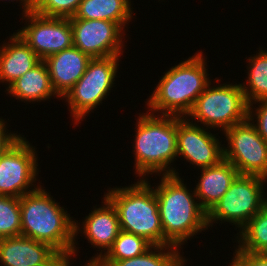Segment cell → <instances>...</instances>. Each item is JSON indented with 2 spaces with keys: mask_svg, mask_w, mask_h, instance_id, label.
<instances>
[{
  "mask_svg": "<svg viewBox=\"0 0 267 266\" xmlns=\"http://www.w3.org/2000/svg\"><path fill=\"white\" fill-rule=\"evenodd\" d=\"M186 119L177 117V157L182 155L181 157L198 169L220 163L224 159V145L216 134L193 121L191 123L190 118Z\"/></svg>",
  "mask_w": 267,
  "mask_h": 266,
  "instance_id": "obj_13",
  "label": "cell"
},
{
  "mask_svg": "<svg viewBox=\"0 0 267 266\" xmlns=\"http://www.w3.org/2000/svg\"><path fill=\"white\" fill-rule=\"evenodd\" d=\"M3 1V0H2ZM7 1V0H6ZM10 1V0H9ZM11 1H15V0H11ZM18 1V0H17ZM20 4L22 5V9H23V13L27 14L29 12H33L35 9V5H36V0H19Z\"/></svg>",
  "mask_w": 267,
  "mask_h": 266,
  "instance_id": "obj_31",
  "label": "cell"
},
{
  "mask_svg": "<svg viewBox=\"0 0 267 266\" xmlns=\"http://www.w3.org/2000/svg\"><path fill=\"white\" fill-rule=\"evenodd\" d=\"M152 246L145 238L121 230L112 247L93 266H111L115 261L140 256Z\"/></svg>",
  "mask_w": 267,
  "mask_h": 266,
  "instance_id": "obj_21",
  "label": "cell"
},
{
  "mask_svg": "<svg viewBox=\"0 0 267 266\" xmlns=\"http://www.w3.org/2000/svg\"><path fill=\"white\" fill-rule=\"evenodd\" d=\"M235 250L260 253L267 247V204L237 233Z\"/></svg>",
  "mask_w": 267,
  "mask_h": 266,
  "instance_id": "obj_23",
  "label": "cell"
},
{
  "mask_svg": "<svg viewBox=\"0 0 267 266\" xmlns=\"http://www.w3.org/2000/svg\"><path fill=\"white\" fill-rule=\"evenodd\" d=\"M256 103L259 105L255 108L253 104L255 105ZM247 116L257 130V133L267 142V99L258 100L249 104Z\"/></svg>",
  "mask_w": 267,
  "mask_h": 266,
  "instance_id": "obj_27",
  "label": "cell"
},
{
  "mask_svg": "<svg viewBox=\"0 0 267 266\" xmlns=\"http://www.w3.org/2000/svg\"><path fill=\"white\" fill-rule=\"evenodd\" d=\"M26 140L22 136L0 155L1 196L20 198L27 193L33 192L40 185L35 186L33 184L36 183V176L38 175V154L35 148Z\"/></svg>",
  "mask_w": 267,
  "mask_h": 266,
  "instance_id": "obj_10",
  "label": "cell"
},
{
  "mask_svg": "<svg viewBox=\"0 0 267 266\" xmlns=\"http://www.w3.org/2000/svg\"><path fill=\"white\" fill-rule=\"evenodd\" d=\"M82 0H36L34 12L57 18H71Z\"/></svg>",
  "mask_w": 267,
  "mask_h": 266,
  "instance_id": "obj_26",
  "label": "cell"
},
{
  "mask_svg": "<svg viewBox=\"0 0 267 266\" xmlns=\"http://www.w3.org/2000/svg\"><path fill=\"white\" fill-rule=\"evenodd\" d=\"M7 94L26 102L47 101L52 96L60 98L54 91L47 66L41 60L31 70L16 79L6 88Z\"/></svg>",
  "mask_w": 267,
  "mask_h": 266,
  "instance_id": "obj_19",
  "label": "cell"
},
{
  "mask_svg": "<svg viewBox=\"0 0 267 266\" xmlns=\"http://www.w3.org/2000/svg\"><path fill=\"white\" fill-rule=\"evenodd\" d=\"M41 185L20 197L21 235L72 256L75 219Z\"/></svg>",
  "mask_w": 267,
  "mask_h": 266,
  "instance_id": "obj_2",
  "label": "cell"
},
{
  "mask_svg": "<svg viewBox=\"0 0 267 266\" xmlns=\"http://www.w3.org/2000/svg\"><path fill=\"white\" fill-rule=\"evenodd\" d=\"M227 146L224 159L240 175H256L267 179V142L257 133L252 122L245 121L225 130Z\"/></svg>",
  "mask_w": 267,
  "mask_h": 266,
  "instance_id": "obj_9",
  "label": "cell"
},
{
  "mask_svg": "<svg viewBox=\"0 0 267 266\" xmlns=\"http://www.w3.org/2000/svg\"><path fill=\"white\" fill-rule=\"evenodd\" d=\"M159 176H162L161 182L153 189L164 232V246L182 249L185 241L208 229L207 212L201 207L195 191H190L180 176Z\"/></svg>",
  "mask_w": 267,
  "mask_h": 266,
  "instance_id": "obj_1",
  "label": "cell"
},
{
  "mask_svg": "<svg viewBox=\"0 0 267 266\" xmlns=\"http://www.w3.org/2000/svg\"><path fill=\"white\" fill-rule=\"evenodd\" d=\"M265 258H267V247L260 252Z\"/></svg>",
  "mask_w": 267,
  "mask_h": 266,
  "instance_id": "obj_32",
  "label": "cell"
},
{
  "mask_svg": "<svg viewBox=\"0 0 267 266\" xmlns=\"http://www.w3.org/2000/svg\"><path fill=\"white\" fill-rule=\"evenodd\" d=\"M20 198L0 195V239L21 235Z\"/></svg>",
  "mask_w": 267,
  "mask_h": 266,
  "instance_id": "obj_25",
  "label": "cell"
},
{
  "mask_svg": "<svg viewBox=\"0 0 267 266\" xmlns=\"http://www.w3.org/2000/svg\"><path fill=\"white\" fill-rule=\"evenodd\" d=\"M211 82L196 102L186 118L198 120L206 128H221L223 132L248 118V103L242 86L235 83L218 84Z\"/></svg>",
  "mask_w": 267,
  "mask_h": 266,
  "instance_id": "obj_6",
  "label": "cell"
},
{
  "mask_svg": "<svg viewBox=\"0 0 267 266\" xmlns=\"http://www.w3.org/2000/svg\"><path fill=\"white\" fill-rule=\"evenodd\" d=\"M73 46L91 59L122 55L125 30L108 20L70 18Z\"/></svg>",
  "mask_w": 267,
  "mask_h": 266,
  "instance_id": "obj_12",
  "label": "cell"
},
{
  "mask_svg": "<svg viewBox=\"0 0 267 266\" xmlns=\"http://www.w3.org/2000/svg\"><path fill=\"white\" fill-rule=\"evenodd\" d=\"M265 183L267 179L263 177L239 174L207 213L208 227H213L219 220L220 223H233L232 225L241 229L267 204Z\"/></svg>",
  "mask_w": 267,
  "mask_h": 266,
  "instance_id": "obj_7",
  "label": "cell"
},
{
  "mask_svg": "<svg viewBox=\"0 0 267 266\" xmlns=\"http://www.w3.org/2000/svg\"><path fill=\"white\" fill-rule=\"evenodd\" d=\"M179 249L176 246H152L140 256L115 261L111 266H184L187 260Z\"/></svg>",
  "mask_w": 267,
  "mask_h": 266,
  "instance_id": "obj_24",
  "label": "cell"
},
{
  "mask_svg": "<svg viewBox=\"0 0 267 266\" xmlns=\"http://www.w3.org/2000/svg\"><path fill=\"white\" fill-rule=\"evenodd\" d=\"M6 121L0 118V155L7 151L14 143H16L21 137V134L8 133L6 128Z\"/></svg>",
  "mask_w": 267,
  "mask_h": 266,
  "instance_id": "obj_29",
  "label": "cell"
},
{
  "mask_svg": "<svg viewBox=\"0 0 267 266\" xmlns=\"http://www.w3.org/2000/svg\"><path fill=\"white\" fill-rule=\"evenodd\" d=\"M90 60L87 54L75 46L52 54L43 60L47 66L52 87L60 99L83 76Z\"/></svg>",
  "mask_w": 267,
  "mask_h": 266,
  "instance_id": "obj_16",
  "label": "cell"
},
{
  "mask_svg": "<svg viewBox=\"0 0 267 266\" xmlns=\"http://www.w3.org/2000/svg\"><path fill=\"white\" fill-rule=\"evenodd\" d=\"M103 200V206H100L99 208L94 206L95 209L93 208V211L91 210V213L84 218L81 226V229L83 230L80 229L78 221H75V241L72 248V257L79 252L76 249V237L79 233H84L88 242H90L94 248L96 247L101 250L98 255L95 254L92 256L84 266H93L100 258H102L112 247L114 240L121 231L115 207L105 196L103 197Z\"/></svg>",
  "mask_w": 267,
  "mask_h": 266,
  "instance_id": "obj_14",
  "label": "cell"
},
{
  "mask_svg": "<svg viewBox=\"0 0 267 266\" xmlns=\"http://www.w3.org/2000/svg\"><path fill=\"white\" fill-rule=\"evenodd\" d=\"M72 256L58 254L47 266H70Z\"/></svg>",
  "mask_w": 267,
  "mask_h": 266,
  "instance_id": "obj_30",
  "label": "cell"
},
{
  "mask_svg": "<svg viewBox=\"0 0 267 266\" xmlns=\"http://www.w3.org/2000/svg\"><path fill=\"white\" fill-rule=\"evenodd\" d=\"M22 16L27 25L15 31L41 60L73 46L70 18L46 17L34 11Z\"/></svg>",
  "mask_w": 267,
  "mask_h": 266,
  "instance_id": "obj_11",
  "label": "cell"
},
{
  "mask_svg": "<svg viewBox=\"0 0 267 266\" xmlns=\"http://www.w3.org/2000/svg\"><path fill=\"white\" fill-rule=\"evenodd\" d=\"M40 61L33 49L14 32L9 41L0 46V82L9 86Z\"/></svg>",
  "mask_w": 267,
  "mask_h": 266,
  "instance_id": "obj_18",
  "label": "cell"
},
{
  "mask_svg": "<svg viewBox=\"0 0 267 266\" xmlns=\"http://www.w3.org/2000/svg\"><path fill=\"white\" fill-rule=\"evenodd\" d=\"M234 257L229 266H267V258L261 253H252L235 250Z\"/></svg>",
  "mask_w": 267,
  "mask_h": 266,
  "instance_id": "obj_28",
  "label": "cell"
},
{
  "mask_svg": "<svg viewBox=\"0 0 267 266\" xmlns=\"http://www.w3.org/2000/svg\"><path fill=\"white\" fill-rule=\"evenodd\" d=\"M59 253L25 236L0 239V266H47Z\"/></svg>",
  "mask_w": 267,
  "mask_h": 266,
  "instance_id": "obj_15",
  "label": "cell"
},
{
  "mask_svg": "<svg viewBox=\"0 0 267 266\" xmlns=\"http://www.w3.org/2000/svg\"><path fill=\"white\" fill-rule=\"evenodd\" d=\"M147 179L110 188L103 196L115 207L122 231L141 236L153 246H164L157 197Z\"/></svg>",
  "mask_w": 267,
  "mask_h": 266,
  "instance_id": "obj_5",
  "label": "cell"
},
{
  "mask_svg": "<svg viewBox=\"0 0 267 266\" xmlns=\"http://www.w3.org/2000/svg\"><path fill=\"white\" fill-rule=\"evenodd\" d=\"M258 54H254L247 59L249 61V67L247 66L248 79L246 83L240 84L245 96V99L249 104L267 99V50H261L259 48Z\"/></svg>",
  "mask_w": 267,
  "mask_h": 266,
  "instance_id": "obj_22",
  "label": "cell"
},
{
  "mask_svg": "<svg viewBox=\"0 0 267 266\" xmlns=\"http://www.w3.org/2000/svg\"><path fill=\"white\" fill-rule=\"evenodd\" d=\"M121 55L93 58L88 62L85 73L63 97L71 110L74 124L81 123L114 87ZM94 108V109H93Z\"/></svg>",
  "mask_w": 267,
  "mask_h": 266,
  "instance_id": "obj_8",
  "label": "cell"
},
{
  "mask_svg": "<svg viewBox=\"0 0 267 266\" xmlns=\"http://www.w3.org/2000/svg\"><path fill=\"white\" fill-rule=\"evenodd\" d=\"M206 57L199 51L187 60L169 68L161 77L146 105L149 112L187 117L196 99L210 81ZM161 111V112H160ZM185 115V116H184Z\"/></svg>",
  "mask_w": 267,
  "mask_h": 266,
  "instance_id": "obj_3",
  "label": "cell"
},
{
  "mask_svg": "<svg viewBox=\"0 0 267 266\" xmlns=\"http://www.w3.org/2000/svg\"><path fill=\"white\" fill-rule=\"evenodd\" d=\"M138 117L133 141L135 174L140 179L154 173L179 176L171 167L177 157V116L146 112Z\"/></svg>",
  "mask_w": 267,
  "mask_h": 266,
  "instance_id": "obj_4",
  "label": "cell"
},
{
  "mask_svg": "<svg viewBox=\"0 0 267 266\" xmlns=\"http://www.w3.org/2000/svg\"><path fill=\"white\" fill-rule=\"evenodd\" d=\"M131 9V0H82L73 18L113 21L124 30L133 19Z\"/></svg>",
  "mask_w": 267,
  "mask_h": 266,
  "instance_id": "obj_20",
  "label": "cell"
},
{
  "mask_svg": "<svg viewBox=\"0 0 267 266\" xmlns=\"http://www.w3.org/2000/svg\"><path fill=\"white\" fill-rule=\"evenodd\" d=\"M200 170V180L193 189L201 207L208 213L227 192L239 172L225 159Z\"/></svg>",
  "mask_w": 267,
  "mask_h": 266,
  "instance_id": "obj_17",
  "label": "cell"
}]
</instances>
